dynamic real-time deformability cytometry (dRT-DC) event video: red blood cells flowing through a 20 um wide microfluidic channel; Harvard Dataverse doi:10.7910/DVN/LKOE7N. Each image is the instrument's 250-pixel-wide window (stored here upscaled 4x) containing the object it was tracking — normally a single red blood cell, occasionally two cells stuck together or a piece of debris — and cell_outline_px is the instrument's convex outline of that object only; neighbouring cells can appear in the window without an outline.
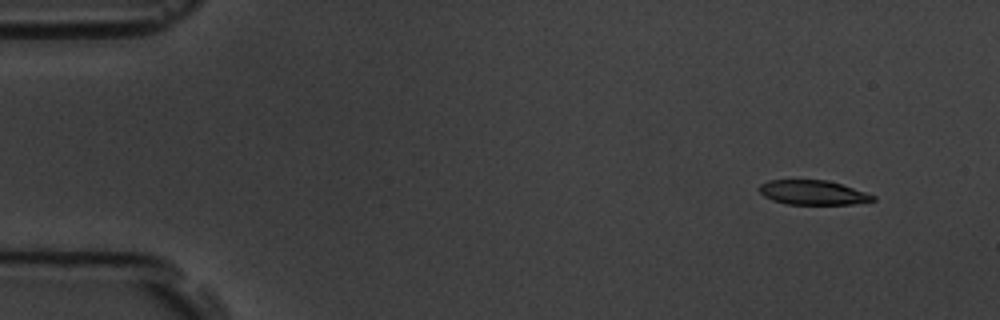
{"species": "common noctule bat (a hibernating species)", "species_latin": "Nyctalus noctula", "temperature_condition": "room temperature", "stored_images_in_passage": 6, "camera_frame_rate_fps": 3000, "um_per_image_px": 0.085, "animal": {"sex": "male", "body_mass_g": 19.5, "forearm_length_mm": 54.6}, "frame": {"image": 1, "passage_image": 1, "time_ms": 0.0, "image_size_px": [1000, 320], "cell_outline_px": [[876, 200], [852, 204], [788, 204], [772, 200], [764, 196], [756, 188], [760, 184], [768, 180], [828, 180], [876, 196]], "centroid_in_image_um": [69.05, 16.36], "position_along_channel_um": 16.0, "area_um2": 16.13}}
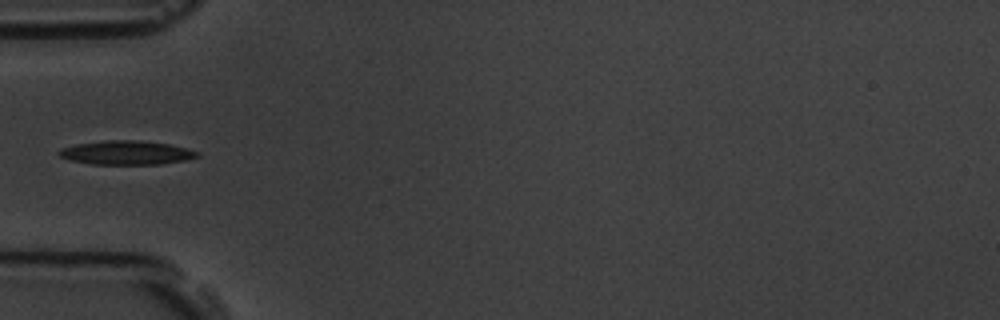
{"frame": {"image": 2, "passage_image": 5, "time_ms": 4.667, "image_size_px": [1000, 320], "cell_outline_px": [[200, 156], [184, 160], [160, 164], [92, 164], [72, 160], [60, 156], [56, 152], [60, 148], [76, 144], [108, 140], [136, 140], [168, 144], [200, 152]], "centroid_in_image_um": [10.72, 12.98], "position_along_channel_um": 74.3, "area_um2": 19.07}}
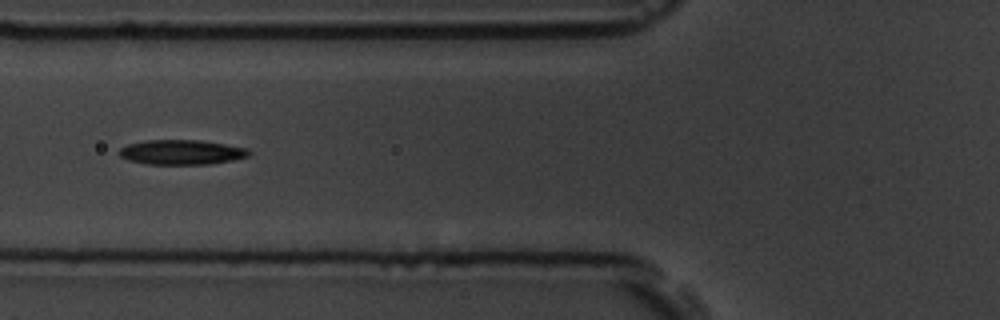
{"frame": {"image": 3, "passage_image": 6, "time_ms": 5.667, "image_size_px": [1000, 320], "cell_outline_px": [[252, 152], [248, 156], [232, 160], [208, 164], [148, 164], [128, 160], [120, 156], [116, 152], [120, 148], [128, 144], [144, 140], [200, 140], [248, 148]], "centroid_in_image_um": [15.4, 12.93], "position_along_channel_um": 110.4, "area_um2": 18.79}}